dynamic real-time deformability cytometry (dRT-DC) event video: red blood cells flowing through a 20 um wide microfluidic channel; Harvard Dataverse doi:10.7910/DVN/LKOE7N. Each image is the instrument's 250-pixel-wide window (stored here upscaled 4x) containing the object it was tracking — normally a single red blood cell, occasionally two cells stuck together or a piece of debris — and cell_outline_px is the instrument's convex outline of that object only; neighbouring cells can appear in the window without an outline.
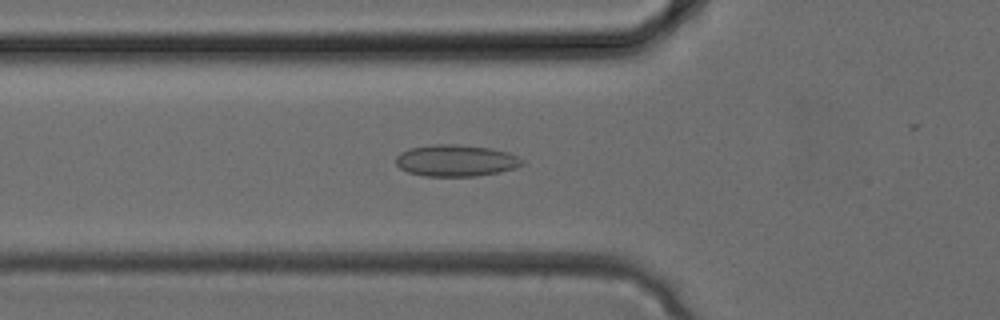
{"species": "common noctule bat (a hibernating species)", "species_latin": "Nyctalus noctula", "temperature_condition": "cold", "stored_images_in_passage": 18, "camera_frame_rate_fps": 3000, "um_per_image_px": 0.085, "animal": {"sex": "female", "body_mass_g": 24.6, "forearm_length_mm": 56.2}, "frame": {"image": 1, "passage_image": 2, "time_ms": 0.333, "image_size_px": [1000, 320], "cell_outline_px": [[524, 164], [516, 168], [500, 172], [476, 176], [424, 176], [408, 172], [400, 168], [396, 164], [396, 156], [400, 152], [408, 148], [432, 144], [456, 144], [492, 148], [508, 152], [524, 160]], "centroid_in_image_um": [38.75, 13.64], "position_along_channel_um": 87.0, "area_um2": 23.52}}
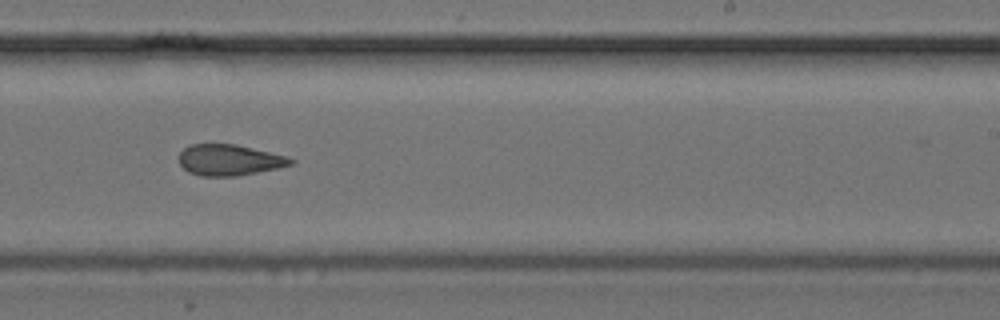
{"frame": {"image": 2, "passage_image": 11, "time_ms": 3.333, "image_size_px": [1000, 320], "cell_outline_px": [[296, 164], [280, 168], [236, 176], [200, 176], [188, 172], [180, 164], [180, 152], [184, 148], [192, 144], [236, 144], [284, 156], [296, 160]], "centroid_in_image_um": [19.51, 13.61], "position_along_channel_um": 269.5, "area_um2": 20.17}}
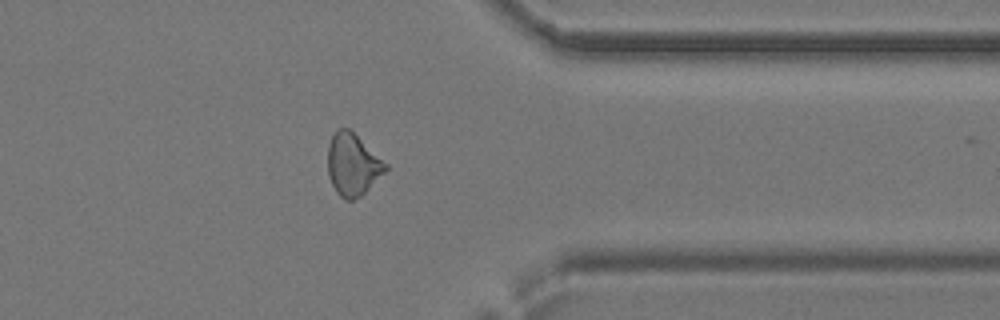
{"frame": {"image": 3, "passage_image": 17, "time_ms": 5.333, "image_size_px": [1000, 320], "cell_outline_px": [[388, 168], [360, 196], [352, 200], [344, 200], [336, 192], [328, 176], [328, 144], [336, 128], [348, 128], [388, 164]], "centroid_in_image_um": [29.95, 13.98], "position_along_channel_um": 381.4, "area_um2": 20.63}}